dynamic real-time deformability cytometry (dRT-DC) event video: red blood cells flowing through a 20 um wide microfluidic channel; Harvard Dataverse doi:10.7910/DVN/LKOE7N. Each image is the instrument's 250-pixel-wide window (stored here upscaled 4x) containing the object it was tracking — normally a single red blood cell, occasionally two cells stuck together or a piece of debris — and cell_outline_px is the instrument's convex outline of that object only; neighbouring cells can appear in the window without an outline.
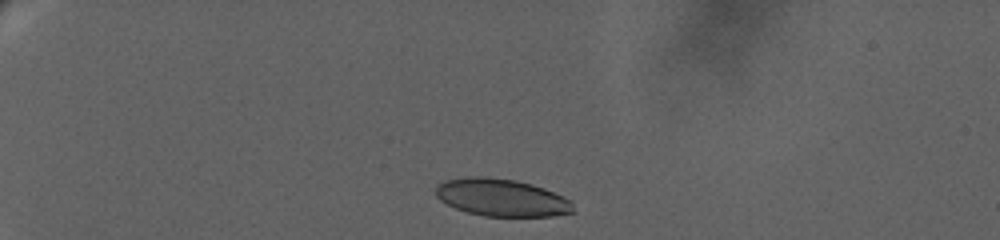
{"species": "human", "species_latin": "Homo sapiens", "temperature_condition": "warm", "stored_images_in_passage": 39, "camera_frame_rate_fps": 3000, "um_per_image_px": 0.085, "donor": {"sex": "female"}, "frame": {"image": 1, "passage_image": 1, "time_ms": 0.0, "image_size_px": [1000, 240], "cell_outline_px": [[576, 212], [552, 216], [484, 216], [468, 212], [456, 208], [440, 200], [436, 196], [436, 184], [444, 180], [472, 176], [484, 176], [516, 180], [532, 184], [544, 188], [572, 200]], "centroid_in_image_um": [42.66, 16.79], "position_along_channel_um": 42.3, "area_um2": 30.17}}
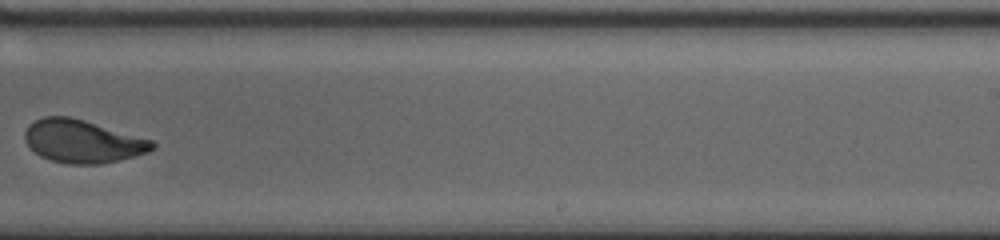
{"frame": {"image": 2, "passage_image": 21, "time_ms": 10.333, "image_size_px": [1000, 240], "cell_outline_px": [[156, 148], [148, 152], [120, 160], [100, 164], [68, 164], [52, 160], [40, 156], [24, 140], [24, 132], [28, 124], [44, 116], [68, 116], [84, 120], [152, 140], [156, 144]], "centroid_in_image_um": [7.02, 12.01], "position_along_channel_um": 282.0, "area_um2": 31.79}}
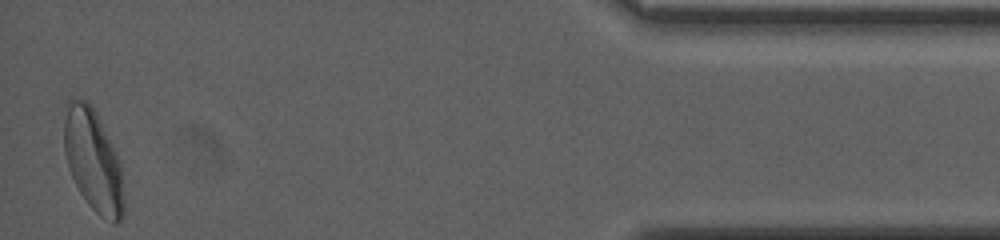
{"frame": {"image": 3, "passage_image": 39, "time_ms": 17.0, "image_size_px": [1000, 240], "cell_outline_px": [[124, 212], [120, 220], [116, 224], [112, 224], [100, 216], [88, 204], [80, 192], [68, 168], [64, 152], [64, 120], [68, 108], [72, 100], [88, 100], [92, 104], [116, 152], [120, 164], [124, 200]], "centroid_in_image_um": [7.94, 13.7], "position_along_channel_um": 427.3, "area_um2": 35.26}, "authors_computed_cell_mechanics": {"area_um2": 32.4836, "velocity_mm_per_s": 3.0564, "shape_relaxation_time_tau1_ms": 6.8897, "shape_relaxation_time_tau2_ms": 0.9433, "deformation_change_tau1": 0.2111, "deformation_change_tau2": 0.068}}